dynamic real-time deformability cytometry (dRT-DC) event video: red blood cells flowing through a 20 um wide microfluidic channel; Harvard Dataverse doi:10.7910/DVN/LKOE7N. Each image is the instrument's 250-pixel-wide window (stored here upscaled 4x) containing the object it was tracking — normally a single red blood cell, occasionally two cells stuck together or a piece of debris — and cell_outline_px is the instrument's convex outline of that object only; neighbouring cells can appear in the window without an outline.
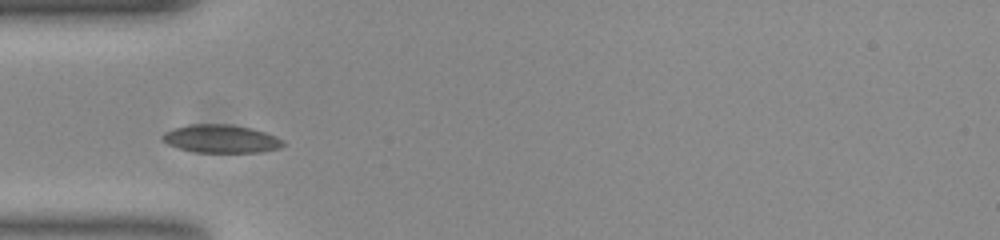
{"species": "common noctule bat (a hibernating species)", "species_latin": "Nyctalus noctula", "temperature_condition": "room temperature", "stored_images_in_passage": 38, "camera_frame_rate_fps": 3000, "um_per_image_px": 0.085, "animal": {"sex": "female", "body_mass_g": 23.0, "forearm_length_mm": 53.4}, "frame": {"image": 1, "passage_image": 1, "time_ms": 0.0, "image_size_px": [1000, 240], "cell_outline_px": [[284, 144], [280, 148], [260, 152], [196, 152], [180, 148], [168, 144], [160, 140], [160, 136], [164, 132], [172, 128], [192, 124], [228, 124], [252, 128], [276, 136], [284, 140]], "centroid_in_image_um": [18.76, 11.79], "position_along_channel_um": 66.2, "area_um2": 19.83}}
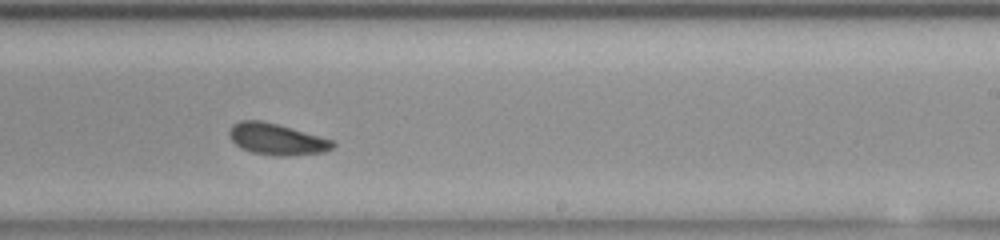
{"frame": {"image": 2, "passage_image": 17, "time_ms": 5.333, "image_size_px": [1000, 240], "cell_outline_px": [[336, 144], [332, 148], [324, 152], [288, 156], [276, 156], [252, 152], [240, 148], [232, 140], [228, 132], [232, 124], [240, 120], [260, 120], [292, 128], [332, 140]], "centroid_in_image_um": [23.49, 11.83], "position_along_channel_um": 265.5, "area_um2": 18.84}}
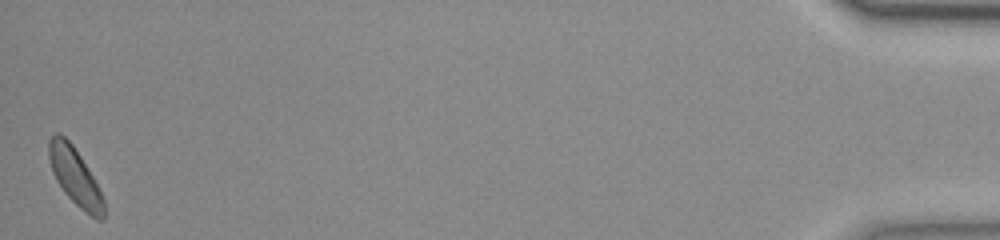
{"frame": {"image": 3, "passage_image": 38, "time_ms": 12.333, "image_size_px": [1000, 240], "cell_outline_px": [[104, 220], [96, 220], [84, 212], [64, 192], [56, 180], [52, 172], [48, 156], [48, 140], [56, 132], [60, 132], [72, 144], [80, 156], [92, 176], [104, 200]], "centroid_in_image_um": [6.35, 15.01], "position_along_channel_um": 428.8, "area_um2": 18.21}, "authors_computed_cell_mechanics": {"area_um2": 18.6983, "velocity_mm_per_s": 3.7421, "shape_relaxation_time_tau1_ms": 4.6097, "shape_relaxation_time_tau2_ms": 3.584, "deformation_change_tau1": 0.0937, "deformation_change_tau2": 0.0747}}